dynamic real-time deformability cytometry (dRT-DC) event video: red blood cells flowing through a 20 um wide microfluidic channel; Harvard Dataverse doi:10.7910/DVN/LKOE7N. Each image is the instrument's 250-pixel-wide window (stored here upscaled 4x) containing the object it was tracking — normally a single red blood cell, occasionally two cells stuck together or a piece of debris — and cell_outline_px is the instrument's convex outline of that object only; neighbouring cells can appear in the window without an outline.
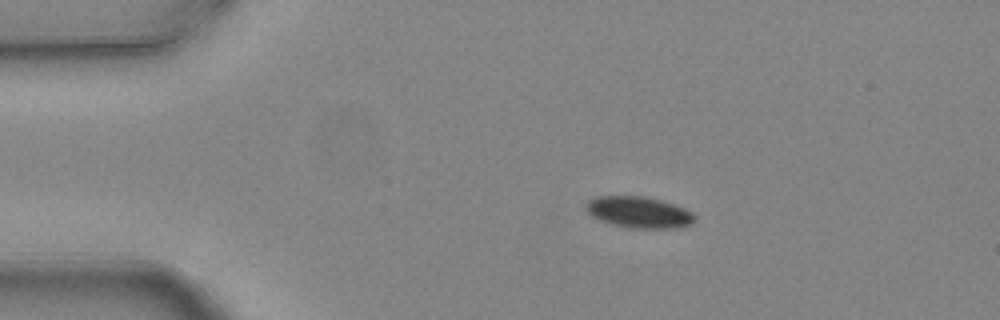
{"species": "common noctule bat (a hibernating species)", "species_latin": "Nyctalus noctula", "temperature_condition": "warm", "stored_images_in_passage": 3, "camera_frame_rate_fps": 3000, "um_per_image_px": 0.085, "animal": {"sex": "female", "body_mass_g": 24.6, "forearm_length_mm": 56.2}, "frame": {"image": 1, "passage_image": 2, "time_ms": 0.333, "image_size_px": [1000, 320], "cell_outline_px": [[696, 220], [692, 224], [676, 228], [628, 228], [612, 224], [600, 220], [592, 216], [584, 208], [588, 200], [596, 196], [644, 196], [660, 200], [684, 208], [692, 212], [696, 216]], "centroid_in_image_um": [54.3, 18.04], "position_along_channel_um": 30.7, "area_um2": 19.94}}